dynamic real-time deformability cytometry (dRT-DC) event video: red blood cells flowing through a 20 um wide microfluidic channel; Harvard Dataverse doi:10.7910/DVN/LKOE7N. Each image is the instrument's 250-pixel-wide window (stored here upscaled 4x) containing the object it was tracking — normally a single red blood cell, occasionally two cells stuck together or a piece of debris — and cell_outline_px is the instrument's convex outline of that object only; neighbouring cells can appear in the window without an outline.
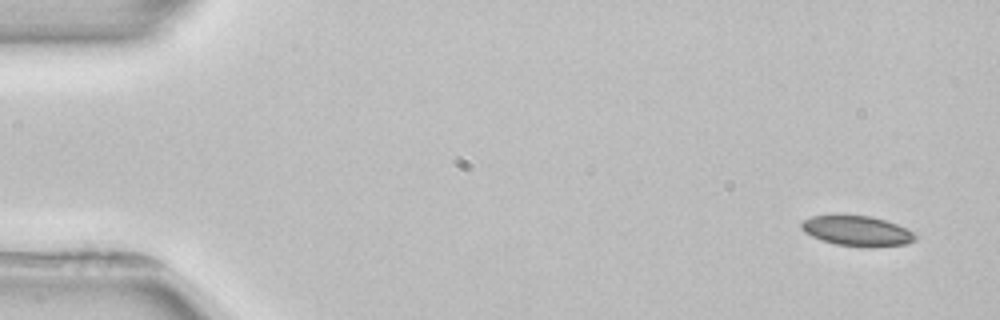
{"species": "common noctule bat (a hibernating species)", "species_latin": "Nyctalus noctula", "temperature_condition": "room temperature", "stored_images_in_passage": 3, "camera_frame_rate_fps": 3000, "um_per_image_px": 0.085, "animal": {"sex": "female", "body_mass_g": 22.7, "forearm_length_mm": 54.2}, "frame": {"image": 1, "passage_image": 1, "time_ms": 0.0, "image_size_px": [1000, 320], "cell_outline_px": [[916, 240], [908, 244], [872, 248], [836, 244], [820, 240], [804, 232], [800, 228], [800, 224], [804, 220], [812, 216], [872, 216], [896, 224], [912, 232], [916, 236]], "centroid_in_image_um": [72.86, 19.65], "position_along_channel_um": 12.1, "area_um2": 19.94}}
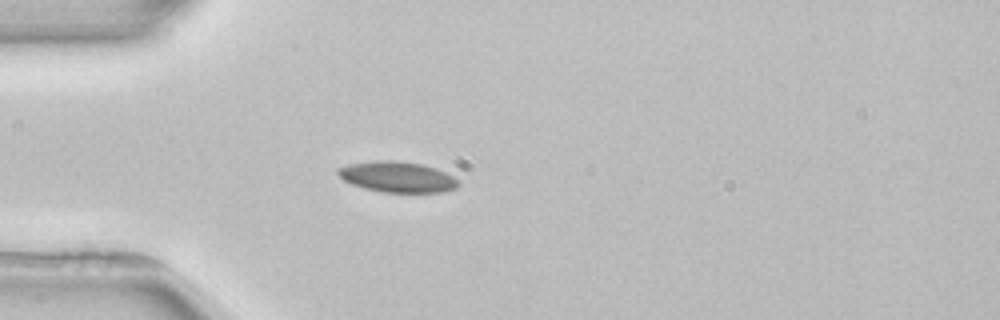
{"frame": {"image": 2, "passage_image": 3, "time_ms": 4.0, "image_size_px": [1000, 320], "cell_outline_px": [[460, 184], [456, 188], [444, 192], [380, 192], [364, 188], [352, 184], [344, 180], [336, 172], [336, 168], [348, 164], [376, 160], [396, 160], [420, 164], [436, 168], [460, 180]], "centroid_in_image_um": [33.77, 15.03], "position_along_channel_um": 51.2, "area_um2": 21.68}}